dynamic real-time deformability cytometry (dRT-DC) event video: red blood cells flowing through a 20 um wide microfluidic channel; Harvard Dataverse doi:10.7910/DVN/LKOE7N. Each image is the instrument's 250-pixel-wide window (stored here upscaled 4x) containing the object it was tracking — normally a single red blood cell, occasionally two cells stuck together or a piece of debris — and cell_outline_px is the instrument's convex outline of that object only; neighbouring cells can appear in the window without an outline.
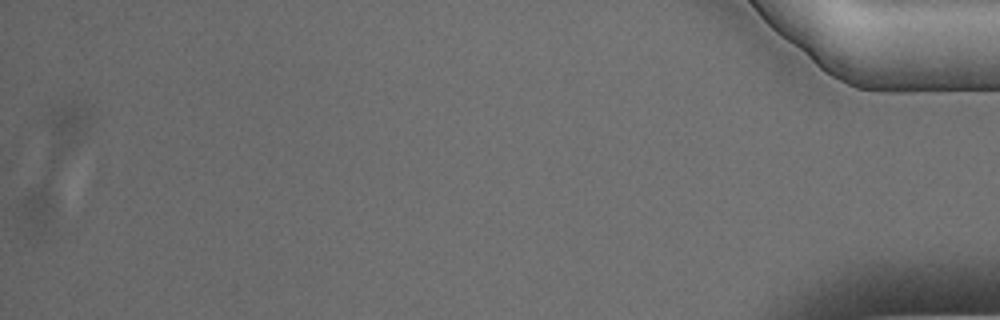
{"species": "Egyptian fruit bat (a non-hibernating species)", "species_latin": "Rousettus aegyptiacus", "temperature_condition": "warm", "stored_images_in_passage": 51, "segment_of_instrument_passage": [2, 2], "camera_frame_rate_fps": 3000, "um_per_image_px": 0.085, "animal": {"sex": "male"}, "frame": {"image": 1, "passage_image": 51, "time_ms": 16.667, "image_size_px": [1000, 320], "cell_outline_px": [[52, 220], [44, 240], [28, 240], [20, 228], [16, 204], [28, 188], [44, 184], [48, 188], [52, 196]], "centroid_in_image_um": [3.01, 18.05], "position_along_channel_um": 432.2, "area_um2": 11.39}}